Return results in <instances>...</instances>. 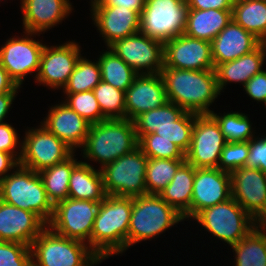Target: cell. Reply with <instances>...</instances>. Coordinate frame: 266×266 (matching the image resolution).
I'll use <instances>...</instances> for the list:
<instances>
[{
	"label": "cell",
	"instance_id": "obj_6",
	"mask_svg": "<svg viewBox=\"0 0 266 266\" xmlns=\"http://www.w3.org/2000/svg\"><path fill=\"white\" fill-rule=\"evenodd\" d=\"M0 200L36 213L46 224L53 215L54 205L47 196L40 175L21 165L0 180Z\"/></svg>",
	"mask_w": 266,
	"mask_h": 266
},
{
	"label": "cell",
	"instance_id": "obj_49",
	"mask_svg": "<svg viewBox=\"0 0 266 266\" xmlns=\"http://www.w3.org/2000/svg\"><path fill=\"white\" fill-rule=\"evenodd\" d=\"M21 87L9 77L6 69L0 64V94L3 93H19Z\"/></svg>",
	"mask_w": 266,
	"mask_h": 266
},
{
	"label": "cell",
	"instance_id": "obj_16",
	"mask_svg": "<svg viewBox=\"0 0 266 266\" xmlns=\"http://www.w3.org/2000/svg\"><path fill=\"white\" fill-rule=\"evenodd\" d=\"M232 198L258 223L266 217V174L242 167L231 173Z\"/></svg>",
	"mask_w": 266,
	"mask_h": 266
},
{
	"label": "cell",
	"instance_id": "obj_48",
	"mask_svg": "<svg viewBox=\"0 0 266 266\" xmlns=\"http://www.w3.org/2000/svg\"><path fill=\"white\" fill-rule=\"evenodd\" d=\"M19 162L9 153L0 151V180L11 173Z\"/></svg>",
	"mask_w": 266,
	"mask_h": 266
},
{
	"label": "cell",
	"instance_id": "obj_50",
	"mask_svg": "<svg viewBox=\"0 0 266 266\" xmlns=\"http://www.w3.org/2000/svg\"><path fill=\"white\" fill-rule=\"evenodd\" d=\"M17 93H3L0 94V124L6 122L7 115L11 111L10 109Z\"/></svg>",
	"mask_w": 266,
	"mask_h": 266
},
{
	"label": "cell",
	"instance_id": "obj_44",
	"mask_svg": "<svg viewBox=\"0 0 266 266\" xmlns=\"http://www.w3.org/2000/svg\"><path fill=\"white\" fill-rule=\"evenodd\" d=\"M260 134L249 140V155L246 167L260 169L266 174V134L264 132L262 135Z\"/></svg>",
	"mask_w": 266,
	"mask_h": 266
},
{
	"label": "cell",
	"instance_id": "obj_47",
	"mask_svg": "<svg viewBox=\"0 0 266 266\" xmlns=\"http://www.w3.org/2000/svg\"><path fill=\"white\" fill-rule=\"evenodd\" d=\"M90 5L123 6L141 14L145 0H90Z\"/></svg>",
	"mask_w": 266,
	"mask_h": 266
},
{
	"label": "cell",
	"instance_id": "obj_42",
	"mask_svg": "<svg viewBox=\"0 0 266 266\" xmlns=\"http://www.w3.org/2000/svg\"><path fill=\"white\" fill-rule=\"evenodd\" d=\"M0 266H32V252L28 245L0 241Z\"/></svg>",
	"mask_w": 266,
	"mask_h": 266
},
{
	"label": "cell",
	"instance_id": "obj_35",
	"mask_svg": "<svg viewBox=\"0 0 266 266\" xmlns=\"http://www.w3.org/2000/svg\"><path fill=\"white\" fill-rule=\"evenodd\" d=\"M186 159H154L148 158L146 166L147 194H157L172 181L178 168Z\"/></svg>",
	"mask_w": 266,
	"mask_h": 266
},
{
	"label": "cell",
	"instance_id": "obj_9",
	"mask_svg": "<svg viewBox=\"0 0 266 266\" xmlns=\"http://www.w3.org/2000/svg\"><path fill=\"white\" fill-rule=\"evenodd\" d=\"M186 0H145L140 14V32L163 43L184 34Z\"/></svg>",
	"mask_w": 266,
	"mask_h": 266
},
{
	"label": "cell",
	"instance_id": "obj_18",
	"mask_svg": "<svg viewBox=\"0 0 266 266\" xmlns=\"http://www.w3.org/2000/svg\"><path fill=\"white\" fill-rule=\"evenodd\" d=\"M90 18L106 48L140 31V13L123 6L90 5Z\"/></svg>",
	"mask_w": 266,
	"mask_h": 266
},
{
	"label": "cell",
	"instance_id": "obj_51",
	"mask_svg": "<svg viewBox=\"0 0 266 266\" xmlns=\"http://www.w3.org/2000/svg\"><path fill=\"white\" fill-rule=\"evenodd\" d=\"M259 45L262 49V52H263V56H264V63L266 65V38L265 39H262L260 42H259Z\"/></svg>",
	"mask_w": 266,
	"mask_h": 266
},
{
	"label": "cell",
	"instance_id": "obj_46",
	"mask_svg": "<svg viewBox=\"0 0 266 266\" xmlns=\"http://www.w3.org/2000/svg\"><path fill=\"white\" fill-rule=\"evenodd\" d=\"M188 9L196 10H232L234 0H186Z\"/></svg>",
	"mask_w": 266,
	"mask_h": 266
},
{
	"label": "cell",
	"instance_id": "obj_13",
	"mask_svg": "<svg viewBox=\"0 0 266 266\" xmlns=\"http://www.w3.org/2000/svg\"><path fill=\"white\" fill-rule=\"evenodd\" d=\"M79 43L69 40L58 45L45 44L35 83L53 91L63 89L82 56Z\"/></svg>",
	"mask_w": 266,
	"mask_h": 266
},
{
	"label": "cell",
	"instance_id": "obj_1",
	"mask_svg": "<svg viewBox=\"0 0 266 266\" xmlns=\"http://www.w3.org/2000/svg\"><path fill=\"white\" fill-rule=\"evenodd\" d=\"M160 74L167 100L184 111L210 114L209 107L221 95L215 70L162 68Z\"/></svg>",
	"mask_w": 266,
	"mask_h": 266
},
{
	"label": "cell",
	"instance_id": "obj_32",
	"mask_svg": "<svg viewBox=\"0 0 266 266\" xmlns=\"http://www.w3.org/2000/svg\"><path fill=\"white\" fill-rule=\"evenodd\" d=\"M101 69V80L126 91L138 75L124 60L108 47L97 58Z\"/></svg>",
	"mask_w": 266,
	"mask_h": 266
},
{
	"label": "cell",
	"instance_id": "obj_27",
	"mask_svg": "<svg viewBox=\"0 0 266 266\" xmlns=\"http://www.w3.org/2000/svg\"><path fill=\"white\" fill-rule=\"evenodd\" d=\"M195 167L185 161L177 170L172 181L159 193V196L171 205L184 218L190 219Z\"/></svg>",
	"mask_w": 266,
	"mask_h": 266
},
{
	"label": "cell",
	"instance_id": "obj_12",
	"mask_svg": "<svg viewBox=\"0 0 266 266\" xmlns=\"http://www.w3.org/2000/svg\"><path fill=\"white\" fill-rule=\"evenodd\" d=\"M21 36H13L0 47V64L6 69L9 77L19 87L24 79L34 73L36 77L42 50L45 46L36 36L42 34L23 31ZM36 73V74H35Z\"/></svg>",
	"mask_w": 266,
	"mask_h": 266
},
{
	"label": "cell",
	"instance_id": "obj_21",
	"mask_svg": "<svg viewBox=\"0 0 266 266\" xmlns=\"http://www.w3.org/2000/svg\"><path fill=\"white\" fill-rule=\"evenodd\" d=\"M167 102L165 84L160 73L138 74L125 91L126 119L133 121L141 113Z\"/></svg>",
	"mask_w": 266,
	"mask_h": 266
},
{
	"label": "cell",
	"instance_id": "obj_8",
	"mask_svg": "<svg viewBox=\"0 0 266 266\" xmlns=\"http://www.w3.org/2000/svg\"><path fill=\"white\" fill-rule=\"evenodd\" d=\"M148 157L137 147L101 169L106 195L138 197L147 194Z\"/></svg>",
	"mask_w": 266,
	"mask_h": 266
},
{
	"label": "cell",
	"instance_id": "obj_3",
	"mask_svg": "<svg viewBox=\"0 0 266 266\" xmlns=\"http://www.w3.org/2000/svg\"><path fill=\"white\" fill-rule=\"evenodd\" d=\"M137 147L138 139L132 120L106 119L90 125L89 133L80 151L85 160L84 163L98 162L100 164L98 168L101 170Z\"/></svg>",
	"mask_w": 266,
	"mask_h": 266
},
{
	"label": "cell",
	"instance_id": "obj_28",
	"mask_svg": "<svg viewBox=\"0 0 266 266\" xmlns=\"http://www.w3.org/2000/svg\"><path fill=\"white\" fill-rule=\"evenodd\" d=\"M106 196L101 170L90 163L80 162L69 179L68 198L101 202Z\"/></svg>",
	"mask_w": 266,
	"mask_h": 266
},
{
	"label": "cell",
	"instance_id": "obj_30",
	"mask_svg": "<svg viewBox=\"0 0 266 266\" xmlns=\"http://www.w3.org/2000/svg\"><path fill=\"white\" fill-rule=\"evenodd\" d=\"M75 152L65 161L40 171L42 182L48 198L53 205L66 200L69 194V179L72 170L81 162L77 161Z\"/></svg>",
	"mask_w": 266,
	"mask_h": 266
},
{
	"label": "cell",
	"instance_id": "obj_43",
	"mask_svg": "<svg viewBox=\"0 0 266 266\" xmlns=\"http://www.w3.org/2000/svg\"><path fill=\"white\" fill-rule=\"evenodd\" d=\"M12 125L8 122L0 124V151L11 154L19 162L22 154V140Z\"/></svg>",
	"mask_w": 266,
	"mask_h": 266
},
{
	"label": "cell",
	"instance_id": "obj_11",
	"mask_svg": "<svg viewBox=\"0 0 266 266\" xmlns=\"http://www.w3.org/2000/svg\"><path fill=\"white\" fill-rule=\"evenodd\" d=\"M100 203L67 198L54 205L47 226L55 233L83 241L90 247V238Z\"/></svg>",
	"mask_w": 266,
	"mask_h": 266
},
{
	"label": "cell",
	"instance_id": "obj_31",
	"mask_svg": "<svg viewBox=\"0 0 266 266\" xmlns=\"http://www.w3.org/2000/svg\"><path fill=\"white\" fill-rule=\"evenodd\" d=\"M232 19L260 41L266 38V0H234Z\"/></svg>",
	"mask_w": 266,
	"mask_h": 266
},
{
	"label": "cell",
	"instance_id": "obj_25",
	"mask_svg": "<svg viewBox=\"0 0 266 266\" xmlns=\"http://www.w3.org/2000/svg\"><path fill=\"white\" fill-rule=\"evenodd\" d=\"M264 56L260 45L250 53L222 64L215 68L217 85L224 92L229 83H240L244 86L254 75L264 68Z\"/></svg>",
	"mask_w": 266,
	"mask_h": 266
},
{
	"label": "cell",
	"instance_id": "obj_41",
	"mask_svg": "<svg viewBox=\"0 0 266 266\" xmlns=\"http://www.w3.org/2000/svg\"><path fill=\"white\" fill-rule=\"evenodd\" d=\"M249 155V141L227 142L221 152L218 168L232 173L238 168L246 166Z\"/></svg>",
	"mask_w": 266,
	"mask_h": 266
},
{
	"label": "cell",
	"instance_id": "obj_26",
	"mask_svg": "<svg viewBox=\"0 0 266 266\" xmlns=\"http://www.w3.org/2000/svg\"><path fill=\"white\" fill-rule=\"evenodd\" d=\"M232 20V10L188 9L184 34L211 42Z\"/></svg>",
	"mask_w": 266,
	"mask_h": 266
},
{
	"label": "cell",
	"instance_id": "obj_36",
	"mask_svg": "<svg viewBox=\"0 0 266 266\" xmlns=\"http://www.w3.org/2000/svg\"><path fill=\"white\" fill-rule=\"evenodd\" d=\"M101 82V69L98 60L81 56L75 69L64 86L63 93H78L93 90Z\"/></svg>",
	"mask_w": 266,
	"mask_h": 266
},
{
	"label": "cell",
	"instance_id": "obj_38",
	"mask_svg": "<svg viewBox=\"0 0 266 266\" xmlns=\"http://www.w3.org/2000/svg\"><path fill=\"white\" fill-rule=\"evenodd\" d=\"M195 113L185 111L171 125L159 127L154 133L156 138H164L177 145L185 154L191 145Z\"/></svg>",
	"mask_w": 266,
	"mask_h": 266
},
{
	"label": "cell",
	"instance_id": "obj_22",
	"mask_svg": "<svg viewBox=\"0 0 266 266\" xmlns=\"http://www.w3.org/2000/svg\"><path fill=\"white\" fill-rule=\"evenodd\" d=\"M47 227L36 214L0 200V241L31 246L34 239Z\"/></svg>",
	"mask_w": 266,
	"mask_h": 266
},
{
	"label": "cell",
	"instance_id": "obj_52",
	"mask_svg": "<svg viewBox=\"0 0 266 266\" xmlns=\"http://www.w3.org/2000/svg\"><path fill=\"white\" fill-rule=\"evenodd\" d=\"M259 224L266 230V217Z\"/></svg>",
	"mask_w": 266,
	"mask_h": 266
},
{
	"label": "cell",
	"instance_id": "obj_7",
	"mask_svg": "<svg viewBox=\"0 0 266 266\" xmlns=\"http://www.w3.org/2000/svg\"><path fill=\"white\" fill-rule=\"evenodd\" d=\"M192 220L228 246L238 243L259 224L232 197L203 209Z\"/></svg>",
	"mask_w": 266,
	"mask_h": 266
},
{
	"label": "cell",
	"instance_id": "obj_19",
	"mask_svg": "<svg viewBox=\"0 0 266 266\" xmlns=\"http://www.w3.org/2000/svg\"><path fill=\"white\" fill-rule=\"evenodd\" d=\"M232 197L231 173L219 168H195L190 219L208 207Z\"/></svg>",
	"mask_w": 266,
	"mask_h": 266
},
{
	"label": "cell",
	"instance_id": "obj_10",
	"mask_svg": "<svg viewBox=\"0 0 266 266\" xmlns=\"http://www.w3.org/2000/svg\"><path fill=\"white\" fill-rule=\"evenodd\" d=\"M19 165L37 173L69 158L74 151L43 125L27 127Z\"/></svg>",
	"mask_w": 266,
	"mask_h": 266
},
{
	"label": "cell",
	"instance_id": "obj_39",
	"mask_svg": "<svg viewBox=\"0 0 266 266\" xmlns=\"http://www.w3.org/2000/svg\"><path fill=\"white\" fill-rule=\"evenodd\" d=\"M64 96V100L62 101L76 111L88 123L96 124L106 120L92 90L78 93H64Z\"/></svg>",
	"mask_w": 266,
	"mask_h": 266
},
{
	"label": "cell",
	"instance_id": "obj_24",
	"mask_svg": "<svg viewBox=\"0 0 266 266\" xmlns=\"http://www.w3.org/2000/svg\"><path fill=\"white\" fill-rule=\"evenodd\" d=\"M259 42V39L232 19L210 42L214 67L250 53L259 46Z\"/></svg>",
	"mask_w": 266,
	"mask_h": 266
},
{
	"label": "cell",
	"instance_id": "obj_14",
	"mask_svg": "<svg viewBox=\"0 0 266 266\" xmlns=\"http://www.w3.org/2000/svg\"><path fill=\"white\" fill-rule=\"evenodd\" d=\"M226 143L218 122L211 114H195L191 145L185 159L195 168H218Z\"/></svg>",
	"mask_w": 266,
	"mask_h": 266
},
{
	"label": "cell",
	"instance_id": "obj_45",
	"mask_svg": "<svg viewBox=\"0 0 266 266\" xmlns=\"http://www.w3.org/2000/svg\"><path fill=\"white\" fill-rule=\"evenodd\" d=\"M243 91L257 103L266 102V69L254 75L244 86Z\"/></svg>",
	"mask_w": 266,
	"mask_h": 266
},
{
	"label": "cell",
	"instance_id": "obj_5",
	"mask_svg": "<svg viewBox=\"0 0 266 266\" xmlns=\"http://www.w3.org/2000/svg\"><path fill=\"white\" fill-rule=\"evenodd\" d=\"M30 248L32 266H95L103 262L87 243L61 236L48 226Z\"/></svg>",
	"mask_w": 266,
	"mask_h": 266
},
{
	"label": "cell",
	"instance_id": "obj_4",
	"mask_svg": "<svg viewBox=\"0 0 266 266\" xmlns=\"http://www.w3.org/2000/svg\"><path fill=\"white\" fill-rule=\"evenodd\" d=\"M181 222L183 216L157 194L132 198L128 249L141 241L156 239Z\"/></svg>",
	"mask_w": 266,
	"mask_h": 266
},
{
	"label": "cell",
	"instance_id": "obj_37",
	"mask_svg": "<svg viewBox=\"0 0 266 266\" xmlns=\"http://www.w3.org/2000/svg\"><path fill=\"white\" fill-rule=\"evenodd\" d=\"M92 91L105 119H126L124 91L102 80Z\"/></svg>",
	"mask_w": 266,
	"mask_h": 266
},
{
	"label": "cell",
	"instance_id": "obj_17",
	"mask_svg": "<svg viewBox=\"0 0 266 266\" xmlns=\"http://www.w3.org/2000/svg\"><path fill=\"white\" fill-rule=\"evenodd\" d=\"M163 68L215 70L211 43L185 34L165 42Z\"/></svg>",
	"mask_w": 266,
	"mask_h": 266
},
{
	"label": "cell",
	"instance_id": "obj_33",
	"mask_svg": "<svg viewBox=\"0 0 266 266\" xmlns=\"http://www.w3.org/2000/svg\"><path fill=\"white\" fill-rule=\"evenodd\" d=\"M184 112L178 105L168 101L161 107L141 113L133 120L137 139L154 133L161 126L171 125Z\"/></svg>",
	"mask_w": 266,
	"mask_h": 266
},
{
	"label": "cell",
	"instance_id": "obj_15",
	"mask_svg": "<svg viewBox=\"0 0 266 266\" xmlns=\"http://www.w3.org/2000/svg\"><path fill=\"white\" fill-rule=\"evenodd\" d=\"M137 74H157L164 67V43L137 32L108 47Z\"/></svg>",
	"mask_w": 266,
	"mask_h": 266
},
{
	"label": "cell",
	"instance_id": "obj_20",
	"mask_svg": "<svg viewBox=\"0 0 266 266\" xmlns=\"http://www.w3.org/2000/svg\"><path fill=\"white\" fill-rule=\"evenodd\" d=\"M40 123L74 152L83 147L91 125L62 100L51 105Z\"/></svg>",
	"mask_w": 266,
	"mask_h": 266
},
{
	"label": "cell",
	"instance_id": "obj_23",
	"mask_svg": "<svg viewBox=\"0 0 266 266\" xmlns=\"http://www.w3.org/2000/svg\"><path fill=\"white\" fill-rule=\"evenodd\" d=\"M23 29L42 34L61 24L73 12L70 0H20ZM53 27V28H52Z\"/></svg>",
	"mask_w": 266,
	"mask_h": 266
},
{
	"label": "cell",
	"instance_id": "obj_34",
	"mask_svg": "<svg viewBox=\"0 0 266 266\" xmlns=\"http://www.w3.org/2000/svg\"><path fill=\"white\" fill-rule=\"evenodd\" d=\"M218 122L226 142H245L255 137L257 132L252 128L253 123L248 115L239 111L227 113H210Z\"/></svg>",
	"mask_w": 266,
	"mask_h": 266
},
{
	"label": "cell",
	"instance_id": "obj_29",
	"mask_svg": "<svg viewBox=\"0 0 266 266\" xmlns=\"http://www.w3.org/2000/svg\"><path fill=\"white\" fill-rule=\"evenodd\" d=\"M230 247L235 266H266V230L260 224Z\"/></svg>",
	"mask_w": 266,
	"mask_h": 266
},
{
	"label": "cell",
	"instance_id": "obj_2",
	"mask_svg": "<svg viewBox=\"0 0 266 266\" xmlns=\"http://www.w3.org/2000/svg\"><path fill=\"white\" fill-rule=\"evenodd\" d=\"M132 197L106 195L100 202L90 238V248L102 259L128 250Z\"/></svg>",
	"mask_w": 266,
	"mask_h": 266
},
{
	"label": "cell",
	"instance_id": "obj_40",
	"mask_svg": "<svg viewBox=\"0 0 266 266\" xmlns=\"http://www.w3.org/2000/svg\"><path fill=\"white\" fill-rule=\"evenodd\" d=\"M138 147L148 158L185 159V153L177 145L164 138H156L155 133L143 135L138 140Z\"/></svg>",
	"mask_w": 266,
	"mask_h": 266
}]
</instances>
